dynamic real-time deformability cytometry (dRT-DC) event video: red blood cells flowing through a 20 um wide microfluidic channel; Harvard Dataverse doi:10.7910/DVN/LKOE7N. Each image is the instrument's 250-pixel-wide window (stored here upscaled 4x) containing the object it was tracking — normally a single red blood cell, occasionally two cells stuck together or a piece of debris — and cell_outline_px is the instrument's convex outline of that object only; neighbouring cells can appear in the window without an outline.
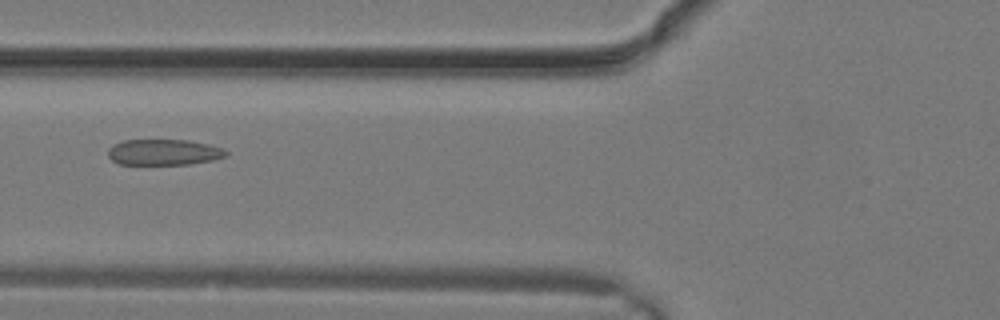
{"species": "common noctule bat (a hibernating species)", "species_latin": "Nyctalus noctula", "temperature_condition": "warm", "stored_images_in_passage": 29, "camera_frame_rate_fps": 3000, "um_per_image_px": 0.085, "animal": {"sex": "male", "body_mass_g": 19.2, "forearm_length_mm": 51.8}, "frame": {"image": 1, "passage_image": 12, "time_ms": 3.667, "image_size_px": [1000, 320], "cell_outline_px": [[228, 156], [212, 160], [188, 164], [120, 164], [112, 160], [108, 156], [108, 148], [112, 144], [124, 140], [188, 140], [208, 144], [220, 148], [228, 152]], "centroid_in_image_um": [13.9, 12.93], "position_along_channel_um": 111.9, "area_um2": 17.74}}
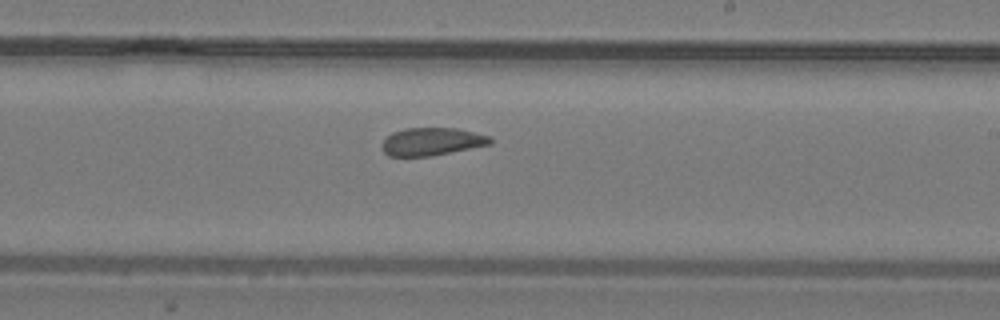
{"frame": {"image": 2, "passage_image": 18, "time_ms": 5.667, "image_size_px": [1000, 320], "cell_outline_px": [[492, 144], [428, 156], [388, 156], [384, 152], [384, 140], [392, 132], [404, 128], [460, 128], [488, 136], [492, 140]], "centroid_in_image_um": [36.71, 12.02], "position_along_channel_um": 252.3, "area_um2": 17.28}}
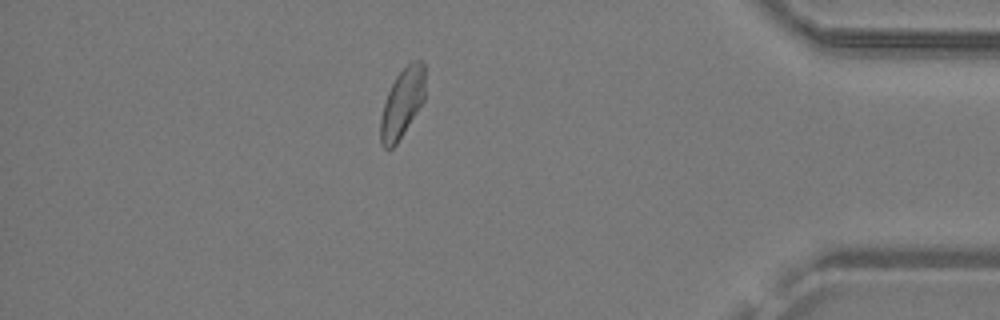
{"frame": {"image": 3, "passage_image": 26, "time_ms": 8.333, "image_size_px": [1000, 320], "cell_outline_px": [[424, 100], [396, 144], [392, 148], [384, 148], [380, 144], [380, 120], [384, 104], [388, 92], [396, 76], [412, 60], [424, 60]], "centroid_in_image_um": [34.18, 8.75], "position_along_channel_um": 401.0, "area_um2": 17.69}}